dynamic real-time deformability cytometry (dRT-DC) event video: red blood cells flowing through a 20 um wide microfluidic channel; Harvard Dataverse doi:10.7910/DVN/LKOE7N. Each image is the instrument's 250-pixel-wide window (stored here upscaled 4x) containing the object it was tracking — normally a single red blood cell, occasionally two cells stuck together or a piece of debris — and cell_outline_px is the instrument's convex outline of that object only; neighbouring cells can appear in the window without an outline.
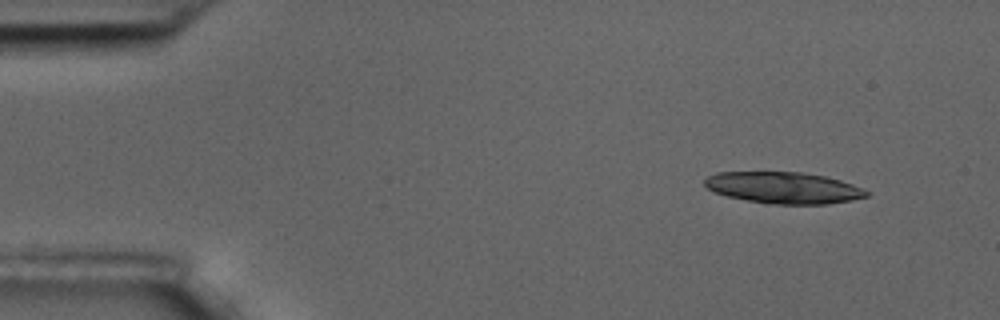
{"species": "common noctule bat (a hibernating species)", "species_latin": "Nyctalus noctula", "temperature_condition": "room temperature", "stored_images_in_passage": 5, "camera_frame_rate_fps": 3000, "um_per_image_px": 0.085, "animal": {"sex": "male", "body_mass_g": 17.5, "forearm_length_mm": 52.3}, "frame": {"image": 1, "passage_image": 2, "time_ms": 0.333, "image_size_px": [1000, 320], "cell_outline_px": [[868, 196], [852, 200], [828, 204], [776, 204], [748, 200], [728, 196], [716, 192], [708, 188], [704, 184], [704, 180], [708, 176], [716, 172], [800, 172], [824, 176], [840, 180], [852, 184], [868, 192]], "centroid_in_image_um": [66.6, 15.95], "position_along_channel_um": 18.4, "area_um2": 29.36}}